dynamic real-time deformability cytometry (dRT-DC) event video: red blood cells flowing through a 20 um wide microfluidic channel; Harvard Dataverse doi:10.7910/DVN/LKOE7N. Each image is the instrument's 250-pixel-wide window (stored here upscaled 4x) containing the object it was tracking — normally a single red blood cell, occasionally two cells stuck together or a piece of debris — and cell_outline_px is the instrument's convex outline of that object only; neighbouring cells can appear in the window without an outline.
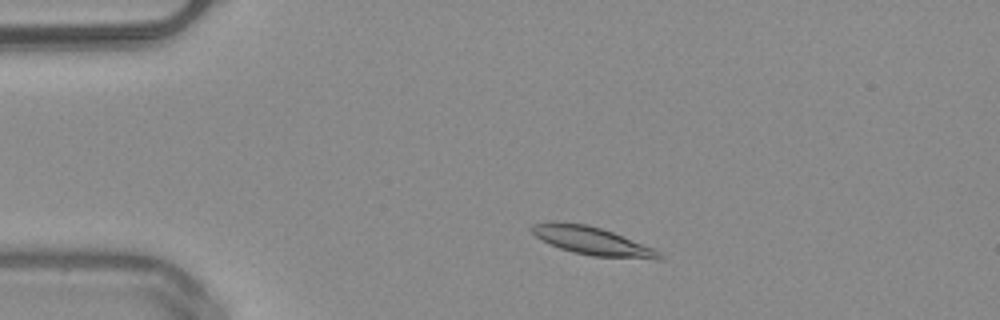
{"species": "common noctule bat (a hibernating species)", "species_latin": "Nyctalus noctula", "temperature_condition": "warm", "stored_images_in_passage": 47, "camera_frame_rate_fps": 3000, "um_per_image_px": 0.085, "animal": {"sex": "male", "body_mass_g": 20.4}, "frame": {"image": 1, "passage_image": 7, "time_ms": 2.0, "image_size_px": [1000, 320], "cell_outline_px": [[664, 256], [660, 260], [656, 260], [592, 256], [572, 252], [560, 248], [536, 236], [528, 228], [532, 224], [552, 220], [556, 220], [588, 224], [612, 232], [652, 248], [660, 252]], "centroid_in_image_um": [50.31, 20.47], "position_along_channel_um": 34.7, "area_um2": 21.04}}
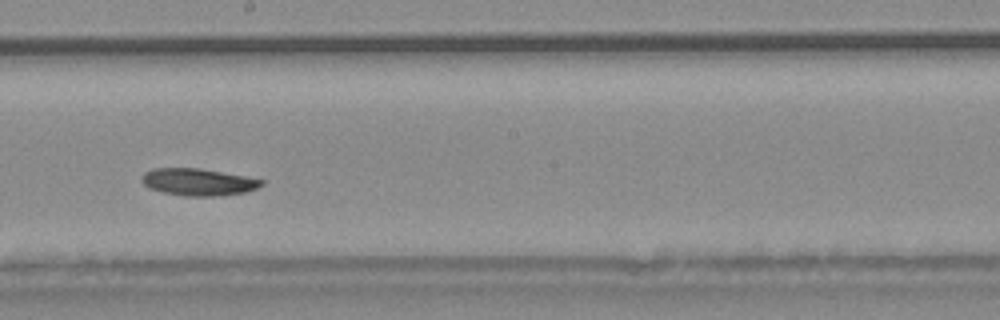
{"frame": {"image": 2, "passage_image": 25, "time_ms": 8.0, "image_size_px": [1000, 320], "cell_outline_px": [[264, 184], [256, 188], [244, 192], [220, 196], [184, 196], [164, 192], [148, 188], [140, 180], [140, 176], [144, 172], [152, 168], [200, 168], [244, 176], [264, 180]], "centroid_in_image_um": [16.8, 15.46], "position_along_channel_um": 231.4, "area_um2": 18.96}}
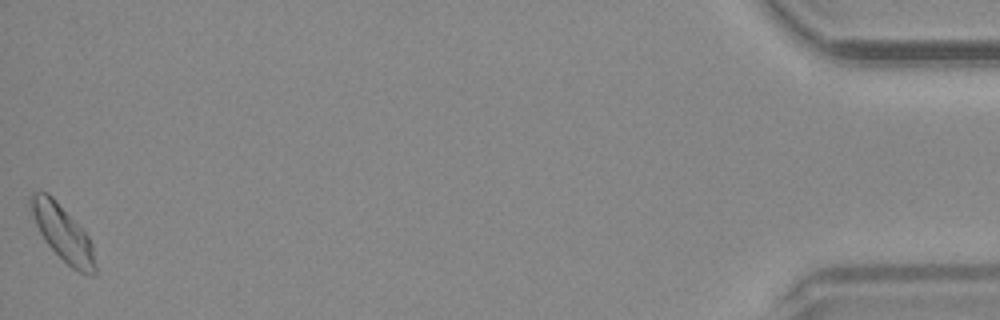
{"frame": {"image": 3, "passage_image": 47, "time_ms": 15.333, "image_size_px": [1000, 320], "cell_outline_px": [[96, 272], [88, 276], [72, 268], [44, 240], [28, 212], [28, 196], [32, 192], [48, 192], [52, 196], [88, 236], [92, 244], [96, 264]], "centroid_in_image_um": [5.27, 19.77], "position_along_channel_um": 429.9, "area_um2": 20.92}, "authors_computed_cell_mechanics": {"area_um2": 19.1896, "velocity_mm_per_s": 4.0066, "shape_relaxation_time_tau1_ms": 5.9021, "shape_relaxation_time_tau2_ms": null, "deformation_change_tau1": 0.1213, "deformation_change_tau2": null}}